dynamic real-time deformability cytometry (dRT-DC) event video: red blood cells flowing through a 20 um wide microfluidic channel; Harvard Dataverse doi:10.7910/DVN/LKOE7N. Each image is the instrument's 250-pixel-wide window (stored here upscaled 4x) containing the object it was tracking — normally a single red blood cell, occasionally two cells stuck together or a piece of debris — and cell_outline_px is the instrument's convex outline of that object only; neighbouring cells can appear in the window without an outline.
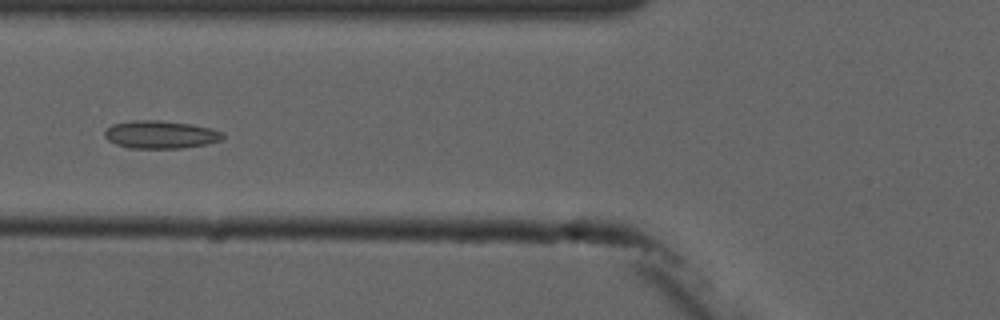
{"species": "common noctule bat (a hibernating species)", "species_latin": "Nyctalus noctula", "temperature_condition": "cold", "stored_images_in_passage": 8, "camera_frame_rate_fps": 3000, "um_per_image_px": 0.085, "animal": {"sex": "male", "forearm_length_mm": 52.5}, "frame": {"image": 1, "passage_image": 5, "time_ms": 5.667, "image_size_px": [1000, 320], "cell_outline_px": [[224, 140], [184, 148], [128, 148], [116, 144], [108, 140], [104, 136], [104, 132], [112, 124], [132, 120], [160, 120], [192, 124], [224, 132]], "centroid_in_image_um": [13.65, 11.44], "position_along_channel_um": 112.2, "area_um2": 19.25}}
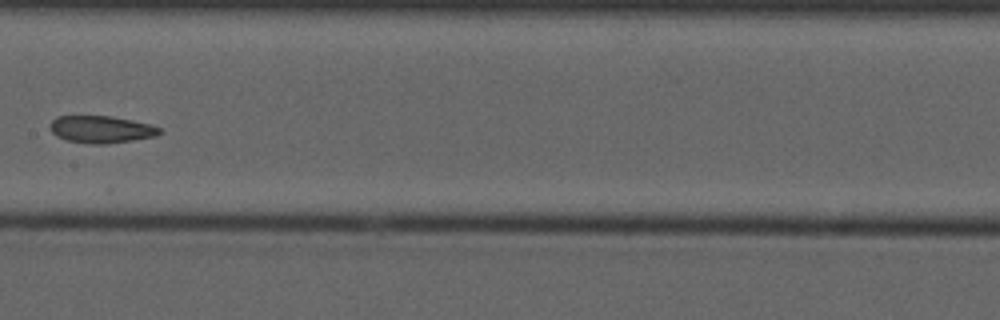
{"frame": {"image": 2, "passage_image": 7, "time_ms": 8.0, "image_size_px": [1000, 320], "cell_outline_px": [[164, 132], [156, 136], [132, 140], [104, 144], [88, 144], [68, 140], [56, 136], [52, 132], [48, 124], [56, 116], [112, 116], [152, 124], [160, 128]], "centroid_in_image_um": [8.61, 10.99], "position_along_channel_um": 198.8, "area_um2": 17.51}}
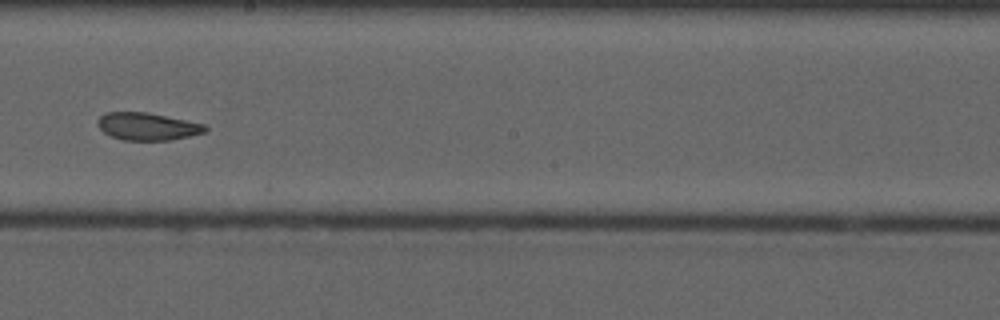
{"frame": {"image": 3, "passage_image": 8, "time_ms": 9.0, "image_size_px": [1000, 320], "cell_outline_px": [[208, 128], [204, 132], [172, 140], [124, 140], [112, 136], [104, 132], [96, 124], [96, 120], [104, 112], [144, 112], [204, 124]], "centroid_in_image_um": [12.48, 10.75], "position_along_channel_um": 235.7, "area_um2": 16.99}}